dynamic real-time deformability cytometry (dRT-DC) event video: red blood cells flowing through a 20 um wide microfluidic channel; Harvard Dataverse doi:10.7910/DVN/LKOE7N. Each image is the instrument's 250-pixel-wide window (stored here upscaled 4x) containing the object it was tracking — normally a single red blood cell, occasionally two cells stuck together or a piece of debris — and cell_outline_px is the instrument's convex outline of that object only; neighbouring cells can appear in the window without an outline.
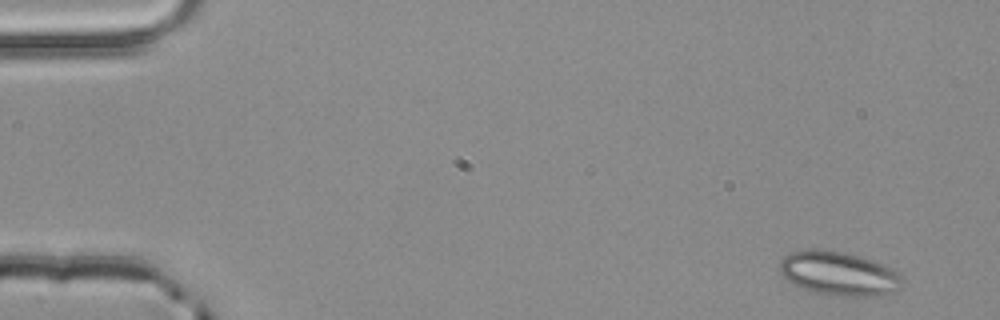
{"species": "common noctule bat (a hibernating species)", "species_latin": "Nyctalus noctula", "temperature_condition": "room temperature", "stored_images_in_passage": 3, "camera_frame_rate_fps": 3000, "um_per_image_px": 0.085, "animal": {"sex": "male", "body_mass_g": 20.4}, "frame": {"image": 1, "passage_image": 1, "time_ms": 0.0, "image_size_px": [1000, 320], "cell_outline_px": [[904, 288], [900, 292], [880, 296], [836, 296], [812, 292], [784, 280], [780, 276], [780, 260], [784, 256], [792, 252], [816, 248], [824, 248], [844, 252], [860, 256], [884, 264], [900, 272], [904, 276]], "centroid_in_image_um": [71.38, 23.27], "position_along_channel_um": 13.6, "area_um2": 32.54}}